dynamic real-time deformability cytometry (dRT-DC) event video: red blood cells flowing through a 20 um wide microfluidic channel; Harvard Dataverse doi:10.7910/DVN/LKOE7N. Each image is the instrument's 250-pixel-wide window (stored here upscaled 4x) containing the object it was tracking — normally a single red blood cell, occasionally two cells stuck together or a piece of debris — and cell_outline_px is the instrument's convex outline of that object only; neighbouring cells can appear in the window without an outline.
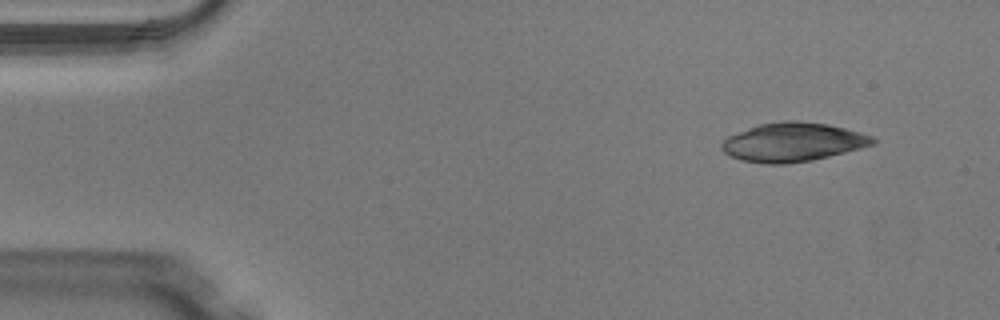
{"species": "Egyptian fruit bat (a non-hibernating species)", "species_latin": "Rousettus aegyptiacus", "temperature_condition": "warm", "stored_images_in_passage": 47, "camera_frame_rate_fps": 3000, "um_per_image_px": 0.085, "animal": {"sex": "male"}, "frame": {"image": 1, "passage_image": 3, "time_ms": 0.667, "image_size_px": [1000, 320], "cell_outline_px": [[876, 140], [872, 144], [860, 148], [812, 160], [784, 164], [764, 164], [740, 160], [724, 152], [720, 148], [720, 144], [728, 136], [760, 124], [784, 120], [796, 120], [828, 124], [860, 132], [872, 136]], "centroid_in_image_um": [67.36, 12.08], "position_along_channel_um": 17.6, "area_um2": 33.99}}